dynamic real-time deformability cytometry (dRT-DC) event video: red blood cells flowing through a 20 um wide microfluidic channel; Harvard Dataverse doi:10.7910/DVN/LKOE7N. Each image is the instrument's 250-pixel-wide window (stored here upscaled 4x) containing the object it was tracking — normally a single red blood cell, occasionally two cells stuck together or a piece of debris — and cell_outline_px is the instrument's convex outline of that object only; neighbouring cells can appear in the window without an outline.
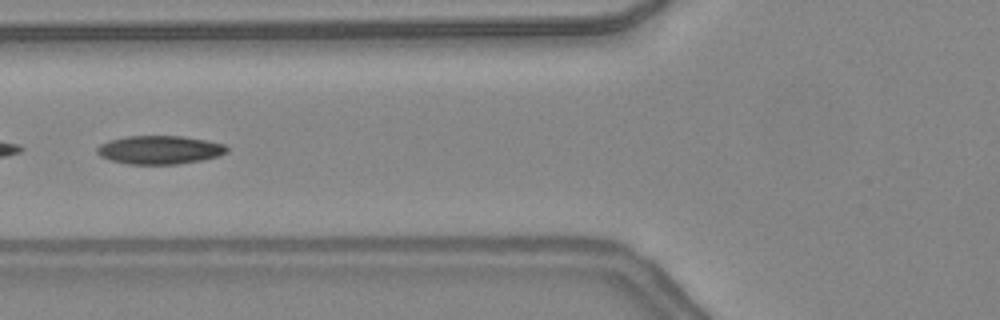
{"species": "common noctule bat (a hibernating species)", "species_latin": "Nyctalus noctula", "temperature_condition": "warm", "stored_images_in_passage": 27, "camera_frame_rate_fps": 3000, "um_per_image_px": 0.085, "animal": {"sex": "female", "body_mass_g": 24.6, "forearm_length_mm": 56.2}, "frame": {"image": 1, "passage_image": 5, "time_ms": 1.333, "image_size_px": [1000, 320], "cell_outline_px": [[228, 152], [220, 156], [200, 160], [176, 164], [128, 164], [112, 160], [100, 156], [96, 152], [96, 148], [100, 144], [108, 140], [128, 136], [180, 136], [204, 140], [224, 144], [228, 148]], "centroid_in_image_um": [13.55, 12.74], "position_along_channel_um": 112.2, "area_um2": 21.44}, "authors_computed_cell_mechanics": {"area_um2": 21.4438, "velocity_mm_per_s": 4.3803, "shape_relaxation_time_tau1_ms": 10.8072, "shape_relaxation_time_tau2_ms": 2.3983, "deformation_change_tau1": 0.2981, "deformation_change_tau2": 0.0809}}